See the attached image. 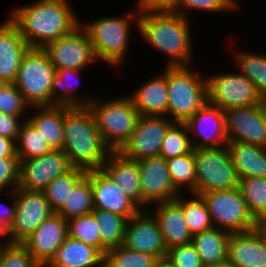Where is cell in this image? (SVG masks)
<instances>
[{
    "instance_id": "6da1fadb",
    "label": "cell",
    "mask_w": 266,
    "mask_h": 267,
    "mask_svg": "<svg viewBox=\"0 0 266 267\" xmlns=\"http://www.w3.org/2000/svg\"><path fill=\"white\" fill-rule=\"evenodd\" d=\"M74 12L70 0H35L16 6L8 12V18L31 48H44L80 25V17Z\"/></svg>"
},
{
    "instance_id": "7a4b0ae2",
    "label": "cell",
    "mask_w": 266,
    "mask_h": 267,
    "mask_svg": "<svg viewBox=\"0 0 266 267\" xmlns=\"http://www.w3.org/2000/svg\"><path fill=\"white\" fill-rule=\"evenodd\" d=\"M190 22L175 12L139 11L137 32L144 44L168 57L165 66H195Z\"/></svg>"
},
{
    "instance_id": "3957f363",
    "label": "cell",
    "mask_w": 266,
    "mask_h": 267,
    "mask_svg": "<svg viewBox=\"0 0 266 267\" xmlns=\"http://www.w3.org/2000/svg\"><path fill=\"white\" fill-rule=\"evenodd\" d=\"M62 151L73 168L101 169L111 149L105 144L88 106H64Z\"/></svg>"
},
{
    "instance_id": "277c9868",
    "label": "cell",
    "mask_w": 266,
    "mask_h": 267,
    "mask_svg": "<svg viewBox=\"0 0 266 267\" xmlns=\"http://www.w3.org/2000/svg\"><path fill=\"white\" fill-rule=\"evenodd\" d=\"M137 8V9H136ZM139 9L130 10L126 14L105 16L93 19L80 25L86 30L93 45L95 55L99 61L113 67H122L127 58L128 46L130 45L132 27L138 30ZM135 24V26H134ZM132 29V30H131Z\"/></svg>"
},
{
    "instance_id": "5b68a950",
    "label": "cell",
    "mask_w": 266,
    "mask_h": 267,
    "mask_svg": "<svg viewBox=\"0 0 266 267\" xmlns=\"http://www.w3.org/2000/svg\"><path fill=\"white\" fill-rule=\"evenodd\" d=\"M193 67H167L168 117L174 122L185 123L208 102L206 75Z\"/></svg>"
},
{
    "instance_id": "8992f818",
    "label": "cell",
    "mask_w": 266,
    "mask_h": 267,
    "mask_svg": "<svg viewBox=\"0 0 266 267\" xmlns=\"http://www.w3.org/2000/svg\"><path fill=\"white\" fill-rule=\"evenodd\" d=\"M100 98L87 106L91 110L96 127L111 151H119L134 132L140 114L134 108L128 94ZM103 99V100H102Z\"/></svg>"
},
{
    "instance_id": "52a82bcc",
    "label": "cell",
    "mask_w": 266,
    "mask_h": 267,
    "mask_svg": "<svg viewBox=\"0 0 266 267\" xmlns=\"http://www.w3.org/2000/svg\"><path fill=\"white\" fill-rule=\"evenodd\" d=\"M56 74L42 48H30L23 56L14 85L30 107L52 106V85Z\"/></svg>"
},
{
    "instance_id": "ba28073f",
    "label": "cell",
    "mask_w": 266,
    "mask_h": 267,
    "mask_svg": "<svg viewBox=\"0 0 266 267\" xmlns=\"http://www.w3.org/2000/svg\"><path fill=\"white\" fill-rule=\"evenodd\" d=\"M200 196L209 210L214 227L231 234L256 229L257 221L249 212L239 188L213 190Z\"/></svg>"
},
{
    "instance_id": "9c48e42d",
    "label": "cell",
    "mask_w": 266,
    "mask_h": 267,
    "mask_svg": "<svg viewBox=\"0 0 266 267\" xmlns=\"http://www.w3.org/2000/svg\"><path fill=\"white\" fill-rule=\"evenodd\" d=\"M194 161L196 168L194 194L239 187V178L227 146L194 149Z\"/></svg>"
},
{
    "instance_id": "30bf717a",
    "label": "cell",
    "mask_w": 266,
    "mask_h": 267,
    "mask_svg": "<svg viewBox=\"0 0 266 267\" xmlns=\"http://www.w3.org/2000/svg\"><path fill=\"white\" fill-rule=\"evenodd\" d=\"M208 102L219 106L223 111L228 108L262 104L264 101L255 85L243 74L219 72L206 76Z\"/></svg>"
},
{
    "instance_id": "8fae6325",
    "label": "cell",
    "mask_w": 266,
    "mask_h": 267,
    "mask_svg": "<svg viewBox=\"0 0 266 267\" xmlns=\"http://www.w3.org/2000/svg\"><path fill=\"white\" fill-rule=\"evenodd\" d=\"M42 49L56 70H86L91 64L99 62L90 37L81 25L66 36L48 43Z\"/></svg>"
},
{
    "instance_id": "7c38bea8",
    "label": "cell",
    "mask_w": 266,
    "mask_h": 267,
    "mask_svg": "<svg viewBox=\"0 0 266 267\" xmlns=\"http://www.w3.org/2000/svg\"><path fill=\"white\" fill-rule=\"evenodd\" d=\"M15 199L16 213L8 228L9 243H22L55 212L43 191L17 188Z\"/></svg>"
},
{
    "instance_id": "4fadbf2b",
    "label": "cell",
    "mask_w": 266,
    "mask_h": 267,
    "mask_svg": "<svg viewBox=\"0 0 266 267\" xmlns=\"http://www.w3.org/2000/svg\"><path fill=\"white\" fill-rule=\"evenodd\" d=\"M174 123L167 116L140 115L134 132L119 152L131 160L159 156L163 139Z\"/></svg>"
},
{
    "instance_id": "5bb4252c",
    "label": "cell",
    "mask_w": 266,
    "mask_h": 267,
    "mask_svg": "<svg viewBox=\"0 0 266 267\" xmlns=\"http://www.w3.org/2000/svg\"><path fill=\"white\" fill-rule=\"evenodd\" d=\"M224 123L228 141H239L266 148L264 102L224 110Z\"/></svg>"
},
{
    "instance_id": "9a60e30c",
    "label": "cell",
    "mask_w": 266,
    "mask_h": 267,
    "mask_svg": "<svg viewBox=\"0 0 266 267\" xmlns=\"http://www.w3.org/2000/svg\"><path fill=\"white\" fill-rule=\"evenodd\" d=\"M73 167L62 150H52L41 157L19 160V184L17 188L43 191L55 178Z\"/></svg>"
},
{
    "instance_id": "2e32d148",
    "label": "cell",
    "mask_w": 266,
    "mask_h": 267,
    "mask_svg": "<svg viewBox=\"0 0 266 267\" xmlns=\"http://www.w3.org/2000/svg\"><path fill=\"white\" fill-rule=\"evenodd\" d=\"M138 161L141 179L142 210L157 203L175 200L180 193L174 188L166 159L161 156Z\"/></svg>"
},
{
    "instance_id": "e0dca14e",
    "label": "cell",
    "mask_w": 266,
    "mask_h": 267,
    "mask_svg": "<svg viewBox=\"0 0 266 267\" xmlns=\"http://www.w3.org/2000/svg\"><path fill=\"white\" fill-rule=\"evenodd\" d=\"M185 124L189 131L193 149L216 148L227 145L224 111L219 106L207 102Z\"/></svg>"
},
{
    "instance_id": "ac0fdd59",
    "label": "cell",
    "mask_w": 266,
    "mask_h": 267,
    "mask_svg": "<svg viewBox=\"0 0 266 267\" xmlns=\"http://www.w3.org/2000/svg\"><path fill=\"white\" fill-rule=\"evenodd\" d=\"M123 245L157 258L165 257L167 252L158 221L149 210H140L127 220Z\"/></svg>"
},
{
    "instance_id": "d6986e66",
    "label": "cell",
    "mask_w": 266,
    "mask_h": 267,
    "mask_svg": "<svg viewBox=\"0 0 266 267\" xmlns=\"http://www.w3.org/2000/svg\"><path fill=\"white\" fill-rule=\"evenodd\" d=\"M67 237V220L54 213L21 244L43 267H46Z\"/></svg>"
},
{
    "instance_id": "ffe728a7",
    "label": "cell",
    "mask_w": 266,
    "mask_h": 267,
    "mask_svg": "<svg viewBox=\"0 0 266 267\" xmlns=\"http://www.w3.org/2000/svg\"><path fill=\"white\" fill-rule=\"evenodd\" d=\"M86 177L91 181L94 209L109 211L127 220L141 210L102 169L87 171Z\"/></svg>"
},
{
    "instance_id": "44dd1931",
    "label": "cell",
    "mask_w": 266,
    "mask_h": 267,
    "mask_svg": "<svg viewBox=\"0 0 266 267\" xmlns=\"http://www.w3.org/2000/svg\"><path fill=\"white\" fill-rule=\"evenodd\" d=\"M0 23V79L14 83L23 56L31 48L7 17Z\"/></svg>"
},
{
    "instance_id": "7402d4cb",
    "label": "cell",
    "mask_w": 266,
    "mask_h": 267,
    "mask_svg": "<svg viewBox=\"0 0 266 267\" xmlns=\"http://www.w3.org/2000/svg\"><path fill=\"white\" fill-rule=\"evenodd\" d=\"M147 79L128 94L134 108L140 115L168 117L167 66L157 76Z\"/></svg>"
},
{
    "instance_id": "603a6c76",
    "label": "cell",
    "mask_w": 266,
    "mask_h": 267,
    "mask_svg": "<svg viewBox=\"0 0 266 267\" xmlns=\"http://www.w3.org/2000/svg\"><path fill=\"white\" fill-rule=\"evenodd\" d=\"M227 259L234 267H266V240L256 228L232 233L228 240Z\"/></svg>"
},
{
    "instance_id": "cb8c5ba5",
    "label": "cell",
    "mask_w": 266,
    "mask_h": 267,
    "mask_svg": "<svg viewBox=\"0 0 266 267\" xmlns=\"http://www.w3.org/2000/svg\"><path fill=\"white\" fill-rule=\"evenodd\" d=\"M101 169L142 210L141 179L138 161L124 157L119 151H112Z\"/></svg>"
},
{
    "instance_id": "d4e9b609",
    "label": "cell",
    "mask_w": 266,
    "mask_h": 267,
    "mask_svg": "<svg viewBox=\"0 0 266 267\" xmlns=\"http://www.w3.org/2000/svg\"><path fill=\"white\" fill-rule=\"evenodd\" d=\"M148 210L158 221L167 250L191 243L192 235L188 230L183 210L175 200L157 203Z\"/></svg>"
},
{
    "instance_id": "484cf974",
    "label": "cell",
    "mask_w": 266,
    "mask_h": 267,
    "mask_svg": "<svg viewBox=\"0 0 266 267\" xmlns=\"http://www.w3.org/2000/svg\"><path fill=\"white\" fill-rule=\"evenodd\" d=\"M104 260L97 248L68 236L46 267H104Z\"/></svg>"
},
{
    "instance_id": "4316f807",
    "label": "cell",
    "mask_w": 266,
    "mask_h": 267,
    "mask_svg": "<svg viewBox=\"0 0 266 267\" xmlns=\"http://www.w3.org/2000/svg\"><path fill=\"white\" fill-rule=\"evenodd\" d=\"M227 149L238 178H266V148L239 141H228Z\"/></svg>"
},
{
    "instance_id": "83f0119b",
    "label": "cell",
    "mask_w": 266,
    "mask_h": 267,
    "mask_svg": "<svg viewBox=\"0 0 266 267\" xmlns=\"http://www.w3.org/2000/svg\"><path fill=\"white\" fill-rule=\"evenodd\" d=\"M26 119L40 132L41 136L54 150H62L64 142V106L30 107Z\"/></svg>"
},
{
    "instance_id": "f1b7e54d",
    "label": "cell",
    "mask_w": 266,
    "mask_h": 267,
    "mask_svg": "<svg viewBox=\"0 0 266 267\" xmlns=\"http://www.w3.org/2000/svg\"><path fill=\"white\" fill-rule=\"evenodd\" d=\"M83 71L74 69L56 70L52 85V106H87L96 98L95 94H89L88 96L87 93V96L86 94L83 96L76 93L79 91L77 89Z\"/></svg>"
},
{
    "instance_id": "f546056e",
    "label": "cell",
    "mask_w": 266,
    "mask_h": 267,
    "mask_svg": "<svg viewBox=\"0 0 266 267\" xmlns=\"http://www.w3.org/2000/svg\"><path fill=\"white\" fill-rule=\"evenodd\" d=\"M230 235V232L213 227L192 236L191 244L195 247L204 266L227 259Z\"/></svg>"
},
{
    "instance_id": "4dcf8cb0",
    "label": "cell",
    "mask_w": 266,
    "mask_h": 267,
    "mask_svg": "<svg viewBox=\"0 0 266 267\" xmlns=\"http://www.w3.org/2000/svg\"><path fill=\"white\" fill-rule=\"evenodd\" d=\"M235 67L257 88L263 101L266 99V54L238 49L233 52Z\"/></svg>"
},
{
    "instance_id": "1f68e13d",
    "label": "cell",
    "mask_w": 266,
    "mask_h": 267,
    "mask_svg": "<svg viewBox=\"0 0 266 267\" xmlns=\"http://www.w3.org/2000/svg\"><path fill=\"white\" fill-rule=\"evenodd\" d=\"M92 213L101 227V253L105 256L109 249L123 245L127 219L100 209H93Z\"/></svg>"
},
{
    "instance_id": "d6a6232c",
    "label": "cell",
    "mask_w": 266,
    "mask_h": 267,
    "mask_svg": "<svg viewBox=\"0 0 266 267\" xmlns=\"http://www.w3.org/2000/svg\"><path fill=\"white\" fill-rule=\"evenodd\" d=\"M180 194L175 201L181 206L191 235L201 233L214 227L209 210L200 195L190 193L185 197Z\"/></svg>"
},
{
    "instance_id": "836d02e7",
    "label": "cell",
    "mask_w": 266,
    "mask_h": 267,
    "mask_svg": "<svg viewBox=\"0 0 266 267\" xmlns=\"http://www.w3.org/2000/svg\"><path fill=\"white\" fill-rule=\"evenodd\" d=\"M166 162L174 188L180 194H184V192L187 193V190L189 194L195 193L196 168L194 161V149L186 155L166 159Z\"/></svg>"
},
{
    "instance_id": "e575fe53",
    "label": "cell",
    "mask_w": 266,
    "mask_h": 267,
    "mask_svg": "<svg viewBox=\"0 0 266 267\" xmlns=\"http://www.w3.org/2000/svg\"><path fill=\"white\" fill-rule=\"evenodd\" d=\"M93 189L91 181L85 176L69 194L67 201L56 212L64 219L69 220L74 217L92 213L93 206Z\"/></svg>"
},
{
    "instance_id": "d590c367",
    "label": "cell",
    "mask_w": 266,
    "mask_h": 267,
    "mask_svg": "<svg viewBox=\"0 0 266 267\" xmlns=\"http://www.w3.org/2000/svg\"><path fill=\"white\" fill-rule=\"evenodd\" d=\"M15 144L19 160L41 157L53 150L27 119L21 125Z\"/></svg>"
},
{
    "instance_id": "8d00e7d4",
    "label": "cell",
    "mask_w": 266,
    "mask_h": 267,
    "mask_svg": "<svg viewBox=\"0 0 266 267\" xmlns=\"http://www.w3.org/2000/svg\"><path fill=\"white\" fill-rule=\"evenodd\" d=\"M87 172L79 168H72L69 172L55 178L43 193L52 210L56 213L67 201L74 187L86 176Z\"/></svg>"
},
{
    "instance_id": "74e56055",
    "label": "cell",
    "mask_w": 266,
    "mask_h": 267,
    "mask_svg": "<svg viewBox=\"0 0 266 267\" xmlns=\"http://www.w3.org/2000/svg\"><path fill=\"white\" fill-rule=\"evenodd\" d=\"M238 188L255 220L266 219V178H241Z\"/></svg>"
},
{
    "instance_id": "f35d334b",
    "label": "cell",
    "mask_w": 266,
    "mask_h": 267,
    "mask_svg": "<svg viewBox=\"0 0 266 267\" xmlns=\"http://www.w3.org/2000/svg\"><path fill=\"white\" fill-rule=\"evenodd\" d=\"M193 150L189 131L185 123L175 122L163 139L159 156L170 159L186 155Z\"/></svg>"
},
{
    "instance_id": "ab89813d",
    "label": "cell",
    "mask_w": 266,
    "mask_h": 267,
    "mask_svg": "<svg viewBox=\"0 0 266 267\" xmlns=\"http://www.w3.org/2000/svg\"><path fill=\"white\" fill-rule=\"evenodd\" d=\"M67 222L68 236L97 248L101 252V227L93 213L71 218Z\"/></svg>"
},
{
    "instance_id": "60d3db41",
    "label": "cell",
    "mask_w": 266,
    "mask_h": 267,
    "mask_svg": "<svg viewBox=\"0 0 266 267\" xmlns=\"http://www.w3.org/2000/svg\"><path fill=\"white\" fill-rule=\"evenodd\" d=\"M157 259L156 256L131 250L122 245L106 252L104 267H154Z\"/></svg>"
},
{
    "instance_id": "b9f144b4",
    "label": "cell",
    "mask_w": 266,
    "mask_h": 267,
    "mask_svg": "<svg viewBox=\"0 0 266 267\" xmlns=\"http://www.w3.org/2000/svg\"><path fill=\"white\" fill-rule=\"evenodd\" d=\"M240 0H180L179 7L174 11L175 13H178L185 18H189L190 12L192 10L196 11H203V12H211V13H225L226 11L229 13L232 11L236 12L239 10L240 7H242L240 2H237ZM191 10V11H190ZM217 12V13H216ZM189 13V14H188Z\"/></svg>"
},
{
    "instance_id": "7bdbcfd3",
    "label": "cell",
    "mask_w": 266,
    "mask_h": 267,
    "mask_svg": "<svg viewBox=\"0 0 266 267\" xmlns=\"http://www.w3.org/2000/svg\"><path fill=\"white\" fill-rule=\"evenodd\" d=\"M0 267H43L21 243H7L0 251Z\"/></svg>"
},
{
    "instance_id": "ee69618b",
    "label": "cell",
    "mask_w": 266,
    "mask_h": 267,
    "mask_svg": "<svg viewBox=\"0 0 266 267\" xmlns=\"http://www.w3.org/2000/svg\"><path fill=\"white\" fill-rule=\"evenodd\" d=\"M30 106L25 102L22 93L13 83H6L0 89V112L20 117H28ZM27 113V114H26ZM26 114V115H25Z\"/></svg>"
},
{
    "instance_id": "f6af8a7d",
    "label": "cell",
    "mask_w": 266,
    "mask_h": 267,
    "mask_svg": "<svg viewBox=\"0 0 266 267\" xmlns=\"http://www.w3.org/2000/svg\"><path fill=\"white\" fill-rule=\"evenodd\" d=\"M166 257L174 267H204L200 256L191 243L168 249Z\"/></svg>"
},
{
    "instance_id": "bcb514c9",
    "label": "cell",
    "mask_w": 266,
    "mask_h": 267,
    "mask_svg": "<svg viewBox=\"0 0 266 267\" xmlns=\"http://www.w3.org/2000/svg\"><path fill=\"white\" fill-rule=\"evenodd\" d=\"M19 184V158L0 157V192L15 191Z\"/></svg>"
},
{
    "instance_id": "7dc6e473",
    "label": "cell",
    "mask_w": 266,
    "mask_h": 267,
    "mask_svg": "<svg viewBox=\"0 0 266 267\" xmlns=\"http://www.w3.org/2000/svg\"><path fill=\"white\" fill-rule=\"evenodd\" d=\"M1 194L8 195V198L10 199L8 200L10 202H7L8 204L3 203L2 201L0 202V237L3 238L6 243H9L8 228L12 224L16 213L15 191L0 192V197Z\"/></svg>"
},
{
    "instance_id": "c3c4849f",
    "label": "cell",
    "mask_w": 266,
    "mask_h": 267,
    "mask_svg": "<svg viewBox=\"0 0 266 267\" xmlns=\"http://www.w3.org/2000/svg\"><path fill=\"white\" fill-rule=\"evenodd\" d=\"M26 118L0 112V135L16 142L21 125Z\"/></svg>"
},
{
    "instance_id": "681fc988",
    "label": "cell",
    "mask_w": 266,
    "mask_h": 267,
    "mask_svg": "<svg viewBox=\"0 0 266 267\" xmlns=\"http://www.w3.org/2000/svg\"><path fill=\"white\" fill-rule=\"evenodd\" d=\"M139 11L174 12L180 0H136Z\"/></svg>"
},
{
    "instance_id": "f907efd6",
    "label": "cell",
    "mask_w": 266,
    "mask_h": 267,
    "mask_svg": "<svg viewBox=\"0 0 266 267\" xmlns=\"http://www.w3.org/2000/svg\"><path fill=\"white\" fill-rule=\"evenodd\" d=\"M0 157H17L14 140L0 135Z\"/></svg>"
},
{
    "instance_id": "816d5d0a",
    "label": "cell",
    "mask_w": 266,
    "mask_h": 267,
    "mask_svg": "<svg viewBox=\"0 0 266 267\" xmlns=\"http://www.w3.org/2000/svg\"><path fill=\"white\" fill-rule=\"evenodd\" d=\"M154 267H174L173 264L168 260V258L162 257V258H158L155 261Z\"/></svg>"
},
{
    "instance_id": "f5cc1de1",
    "label": "cell",
    "mask_w": 266,
    "mask_h": 267,
    "mask_svg": "<svg viewBox=\"0 0 266 267\" xmlns=\"http://www.w3.org/2000/svg\"><path fill=\"white\" fill-rule=\"evenodd\" d=\"M256 228L260 231V233L263 235V237L266 240V219L257 221Z\"/></svg>"
},
{
    "instance_id": "db71d44e",
    "label": "cell",
    "mask_w": 266,
    "mask_h": 267,
    "mask_svg": "<svg viewBox=\"0 0 266 267\" xmlns=\"http://www.w3.org/2000/svg\"><path fill=\"white\" fill-rule=\"evenodd\" d=\"M204 267H234V266L228 261V259H226L218 263L205 265Z\"/></svg>"
},
{
    "instance_id": "11a10c76",
    "label": "cell",
    "mask_w": 266,
    "mask_h": 267,
    "mask_svg": "<svg viewBox=\"0 0 266 267\" xmlns=\"http://www.w3.org/2000/svg\"><path fill=\"white\" fill-rule=\"evenodd\" d=\"M7 243L0 237V251Z\"/></svg>"
},
{
    "instance_id": "9f6ffc18",
    "label": "cell",
    "mask_w": 266,
    "mask_h": 267,
    "mask_svg": "<svg viewBox=\"0 0 266 267\" xmlns=\"http://www.w3.org/2000/svg\"><path fill=\"white\" fill-rule=\"evenodd\" d=\"M264 121H265V127H266V105L264 103Z\"/></svg>"
},
{
    "instance_id": "6f0895ef",
    "label": "cell",
    "mask_w": 266,
    "mask_h": 267,
    "mask_svg": "<svg viewBox=\"0 0 266 267\" xmlns=\"http://www.w3.org/2000/svg\"><path fill=\"white\" fill-rule=\"evenodd\" d=\"M6 83L2 80V79H0V89L5 85Z\"/></svg>"
}]
</instances>
